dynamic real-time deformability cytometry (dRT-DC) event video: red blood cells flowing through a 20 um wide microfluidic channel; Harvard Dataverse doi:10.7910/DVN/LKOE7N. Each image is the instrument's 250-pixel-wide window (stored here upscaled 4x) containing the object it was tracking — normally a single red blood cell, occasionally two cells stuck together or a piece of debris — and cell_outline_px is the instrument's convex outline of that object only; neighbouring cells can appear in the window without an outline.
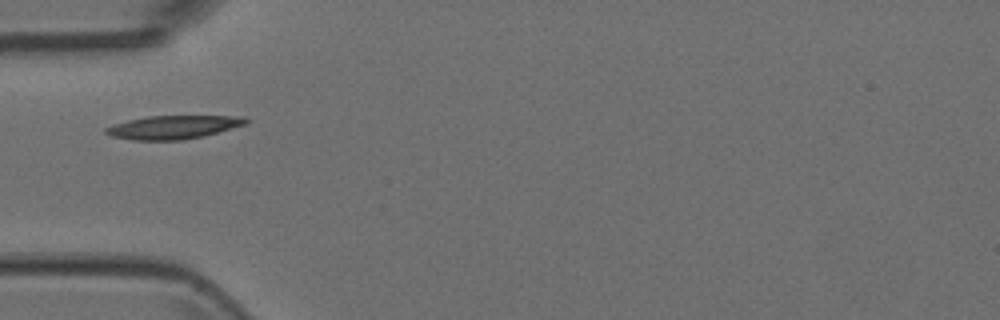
{"species": "Egyptian fruit bat (a non-hibernating species)", "species_latin": "Rousettus aegyptiacus", "temperature_condition": "room temperature", "stored_images_in_passage": 5, "camera_frame_rate_fps": 3000, "um_per_image_px": 0.085, "animal": {"sex": "female"}, "frame": {"image": 1, "passage_image": 5, "time_ms": 1.333, "image_size_px": [1000, 320], "cell_outline_px": [[248, 120], [244, 124], [204, 136], [184, 140], [132, 140], [112, 136], [104, 132], [104, 128], [112, 124], [128, 120], [148, 116], [244, 116]], "centroid_in_image_um": [14.67, 10.81], "position_along_channel_um": 70.3, "area_um2": 19.02}}